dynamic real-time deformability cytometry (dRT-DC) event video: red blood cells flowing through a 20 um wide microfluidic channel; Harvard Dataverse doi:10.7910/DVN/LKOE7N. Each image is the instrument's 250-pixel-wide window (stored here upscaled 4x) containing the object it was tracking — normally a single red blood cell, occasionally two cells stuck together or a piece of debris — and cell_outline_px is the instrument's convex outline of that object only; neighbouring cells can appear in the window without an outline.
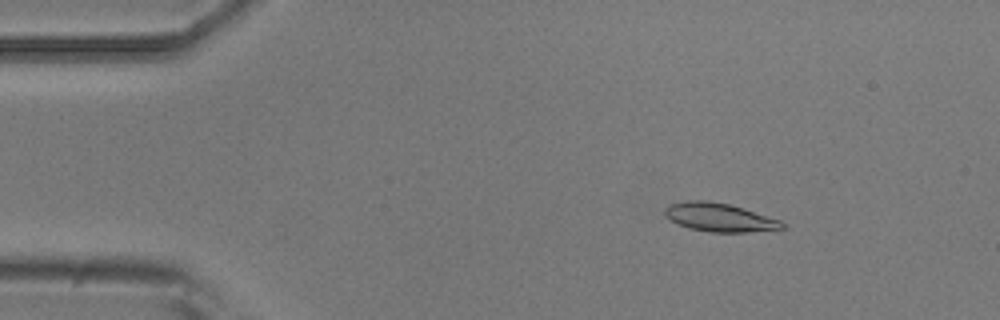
{"species": "common noctule bat (a hibernating species)", "species_latin": "Nyctalus noctula", "temperature_condition": "room temperature", "stored_images_in_passage": 49, "camera_frame_rate_fps": 3000, "um_per_image_px": 0.085, "animal": {"sex": "male", "body_mass_g": 20.5, "forearm_length_mm": 52.5}, "frame": {"image": 1, "passage_image": 3, "time_ms": 0.667, "image_size_px": [1000, 320], "cell_outline_px": [[784, 228], [744, 232], [708, 232], [688, 228], [672, 220], [664, 212], [664, 208], [672, 204], [688, 200], [708, 200], [728, 204], [780, 220], [784, 224]], "centroid_in_image_um": [61.13, 18.47], "position_along_channel_um": 23.9, "area_um2": 19.02}}
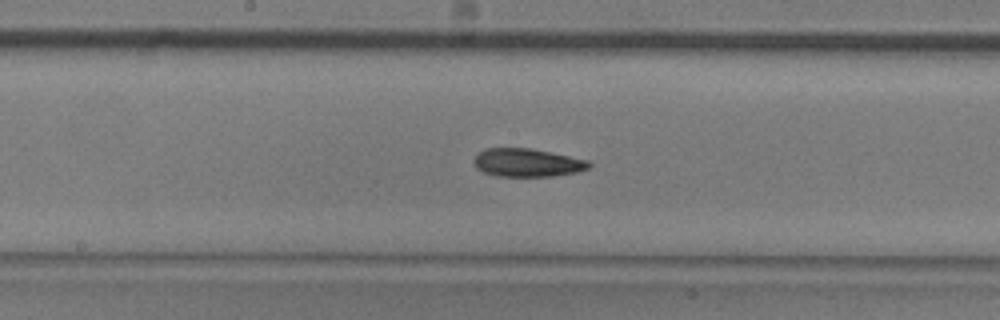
{"frame": {"image": 2, "passage_image": 23, "time_ms": 7.333, "image_size_px": [1000, 320], "cell_outline_px": [[592, 164], [588, 168], [576, 172], [552, 176], [496, 176], [484, 172], [476, 168], [472, 160], [480, 152], [488, 148], [532, 148], [588, 160]], "centroid_in_image_um": [44.81, 13.82], "position_along_channel_um": 203.4, "area_um2": 18.84}}
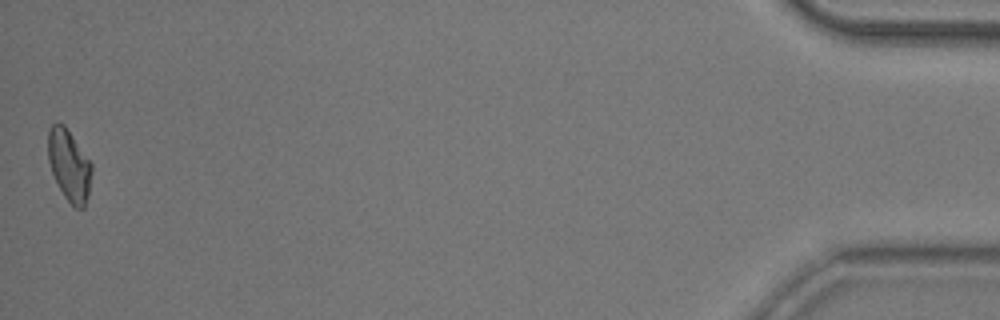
{"frame": {"image": 3, "passage_image": 49, "time_ms": 16.0, "image_size_px": [1000, 320], "cell_outline_px": [[92, 172], [88, 196], [84, 208], [76, 208], [64, 196], [52, 172], [48, 160], [48, 128], [52, 124], [64, 124], [92, 164]], "centroid_in_image_um": [5.88, 14.04], "position_along_channel_um": 429.3, "area_um2": 17.92}, "authors_computed_cell_mechanics": {"area_um2": 18.7272, "velocity_mm_per_s": 3.7159, "shape_relaxation_time_tau1_ms": 6.1671, "shape_relaxation_time_tau2_ms": 3.8866, "deformation_change_tau1": 0.1606, "deformation_change_tau2": 0.1035}}